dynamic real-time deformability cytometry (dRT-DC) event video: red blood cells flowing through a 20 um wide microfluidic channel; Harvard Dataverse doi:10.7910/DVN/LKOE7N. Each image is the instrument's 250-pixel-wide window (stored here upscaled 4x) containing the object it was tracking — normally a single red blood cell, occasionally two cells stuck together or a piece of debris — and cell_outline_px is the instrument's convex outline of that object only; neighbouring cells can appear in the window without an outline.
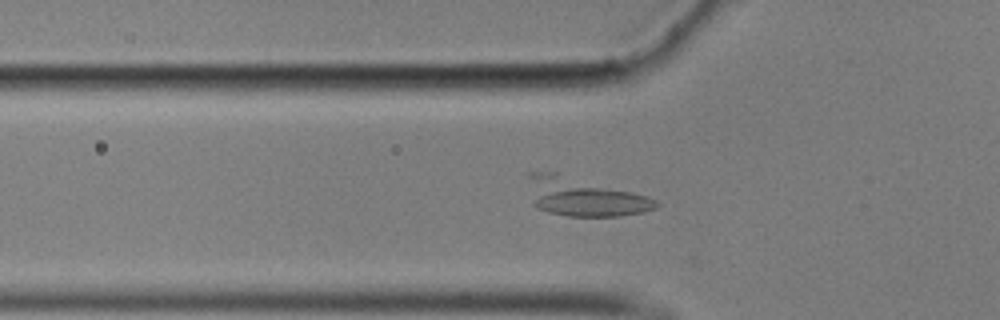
{"species": "common noctule bat (a hibernating species)", "species_latin": "Nyctalus noctula", "temperature_condition": "cold", "stored_images_in_passage": 32, "camera_frame_rate_fps": 3000, "um_per_image_px": 0.085, "animal": {"sex": "male", "body_mass_g": 17.9}, "frame": {"image": 1, "passage_image": 2, "time_ms": 0.333, "image_size_px": [1000, 320], "cell_outline_px": [[660, 204], [656, 208], [644, 212], [620, 216], [568, 216], [548, 212], [536, 208], [532, 204], [528, 176], [528, 172], [556, 172], [648, 196], [656, 200]], "centroid_in_image_um": [49.64, 16.74], "position_along_channel_um": 76.2, "area_um2": 28.61}}
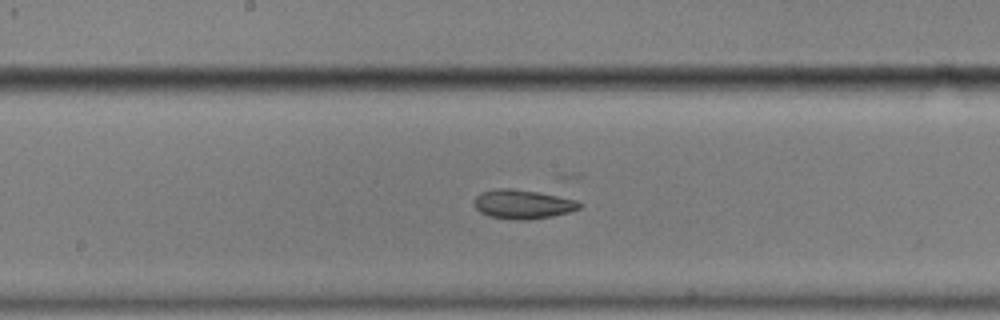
{"frame": {"image": 2, "passage_image": 13, "time_ms": 4.0, "image_size_px": [1000, 320], "cell_outline_px": [[584, 204], [580, 208], [568, 212], [552, 216], [528, 220], [516, 220], [488, 216], [480, 212], [472, 204], [476, 196], [480, 192], [500, 188], [512, 188], [536, 192], [576, 200]], "centroid_in_image_um": [44.4, 17.36], "position_along_channel_um": 203.8, "area_um2": 17.86}}
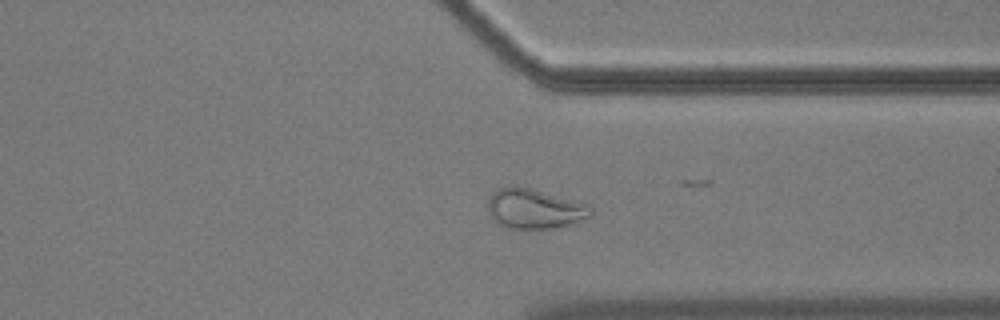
{"frame": {"image": 3, "passage_image": 27, "time_ms": 8.667, "image_size_px": [1000, 320], "cell_outline_px": [[592, 216], [556, 228], [508, 228], [500, 224], [488, 212], [488, 196], [496, 188], [504, 184], [516, 184], [532, 188], [576, 200], [588, 204], [592, 212]], "centroid_in_image_um": [45.39, 17.68], "position_along_channel_um": 366.0, "area_um2": 24.28}}